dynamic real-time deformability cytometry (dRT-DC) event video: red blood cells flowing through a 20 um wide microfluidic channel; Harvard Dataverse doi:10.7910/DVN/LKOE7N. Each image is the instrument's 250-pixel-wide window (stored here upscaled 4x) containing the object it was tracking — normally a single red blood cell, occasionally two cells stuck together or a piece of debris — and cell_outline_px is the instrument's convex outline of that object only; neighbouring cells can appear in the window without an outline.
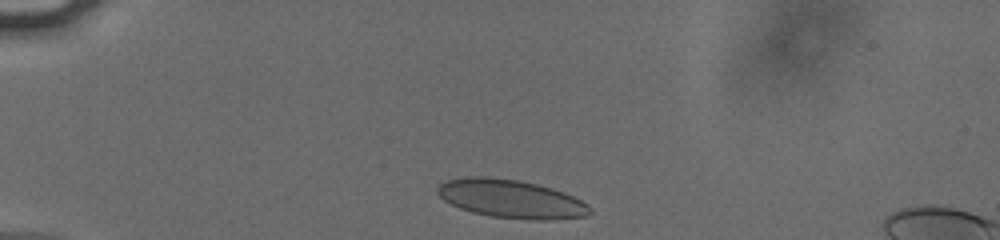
{"species": "human", "species_latin": "Homo sapiens", "temperature_condition": "cold", "stored_images_in_passage": 35, "camera_frame_rate_fps": 3000, "um_per_image_px": 0.085, "donor": {"sex": "male"}, "frame": {"image": 1, "passage_image": 2, "time_ms": 0.333, "image_size_px": [1000, 240], "cell_outline_px": [[592, 212], [584, 216], [552, 220], [532, 220], [488, 216], [472, 212], [460, 208], [444, 200], [436, 192], [436, 188], [440, 184], [448, 180], [468, 176], [484, 176], [516, 180], [536, 184], [552, 188], [564, 192], [588, 204], [592, 208]], "centroid_in_image_um": [43.44, 16.91], "position_along_channel_um": 41.6, "area_um2": 34.04}}
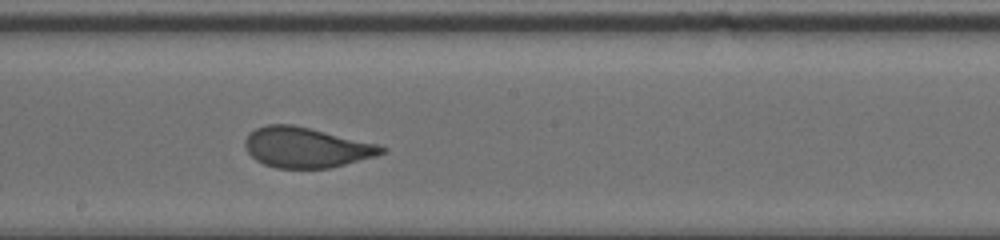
{"frame": {"image": 2, "passage_image": 20, "time_ms": 6.333, "image_size_px": [1000, 240], "cell_outline_px": [[388, 148], [384, 152], [376, 156], [328, 168], [276, 168], [264, 164], [256, 160], [248, 152], [244, 144], [244, 140], [256, 128], [268, 124], [292, 124], [380, 144]], "centroid_in_image_um": [26.05, 12.53], "position_along_channel_um": 222.2, "area_um2": 31.91}}
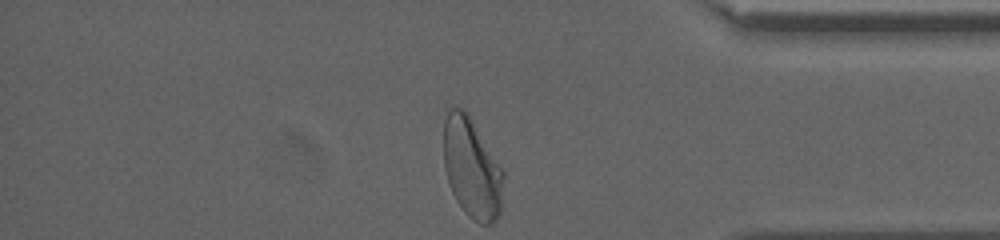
{"frame": {"image": 3, "passage_image": 35, "time_ms": 11.333, "image_size_px": [1000, 240], "cell_outline_px": [[504, 176], [500, 212], [496, 220], [492, 224], [480, 224], [472, 220], [464, 212], [456, 200], [448, 184], [444, 168], [444, 120], [448, 108], [464, 108], [468, 112], [504, 168]], "centroid_in_image_um": [40.12, 14.28], "position_along_channel_um": 395.1, "area_um2": 35.72}, "authors_computed_cell_mechanics": {"area_um2": 32.657, "velocity_mm_per_s": 3.7907, "shape_relaxation_time_tau1_ms": 7.2844, "shape_relaxation_time_tau2_ms": null, "deformation_change_tau1": 0.1876, "deformation_change_tau2": null}}